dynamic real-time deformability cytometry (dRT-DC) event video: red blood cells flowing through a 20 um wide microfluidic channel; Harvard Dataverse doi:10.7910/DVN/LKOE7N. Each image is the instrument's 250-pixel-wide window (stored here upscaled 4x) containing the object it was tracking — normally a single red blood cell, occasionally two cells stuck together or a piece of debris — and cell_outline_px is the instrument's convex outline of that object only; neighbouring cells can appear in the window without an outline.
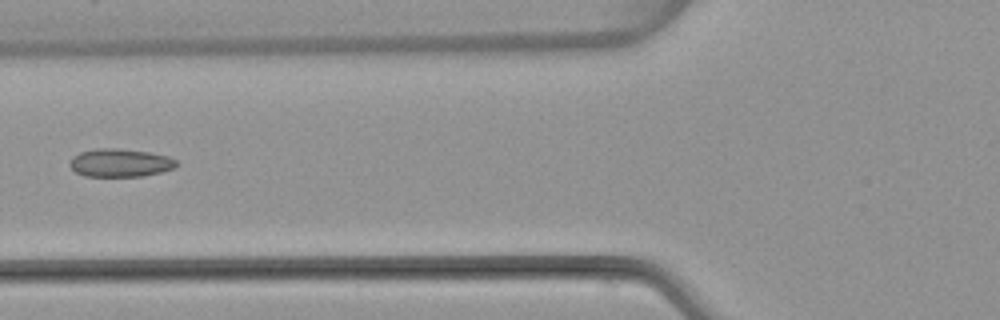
{"species": "common noctule bat (a hibernating species)", "species_latin": "Nyctalus noctula", "temperature_condition": "warm", "stored_images_in_passage": 7, "camera_frame_rate_fps": 3000, "um_per_image_px": 0.085, "animal": {"sex": "female", "body_mass_g": 22.7, "forearm_length_mm": 54.2}, "frame": {"image": 1, "passage_image": 6, "time_ms": 6.333, "image_size_px": [1000, 320], "cell_outline_px": [[176, 168], [144, 176], [84, 176], [76, 172], [68, 164], [72, 156], [80, 152], [96, 148], [120, 148], [148, 152], [168, 156], [176, 160]], "centroid_in_image_um": [10.19, 13.83], "position_along_channel_um": 115.6, "area_um2": 17.57}}
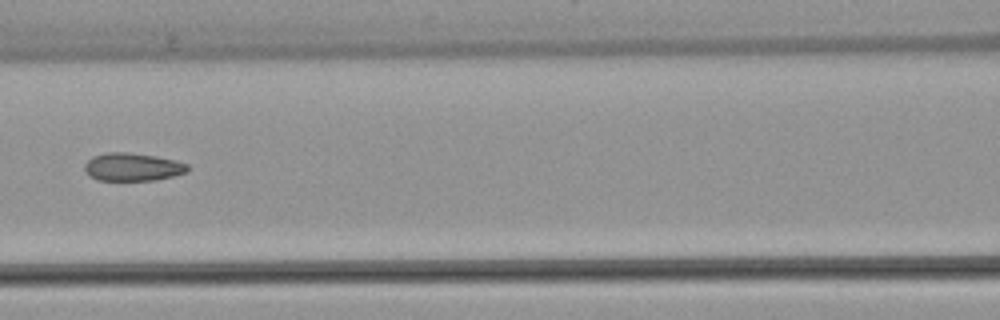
{"frame": {"image": 2, "passage_image": 7, "time_ms": 7.333, "image_size_px": [1000, 320], "cell_outline_px": [[188, 172], [156, 180], [96, 180], [88, 176], [84, 168], [84, 164], [92, 156], [108, 152], [128, 152], [156, 156], [176, 160], [188, 164]], "centroid_in_image_um": [11.25, 14.19], "position_along_channel_um": 155.3, "area_um2": 16.94}}